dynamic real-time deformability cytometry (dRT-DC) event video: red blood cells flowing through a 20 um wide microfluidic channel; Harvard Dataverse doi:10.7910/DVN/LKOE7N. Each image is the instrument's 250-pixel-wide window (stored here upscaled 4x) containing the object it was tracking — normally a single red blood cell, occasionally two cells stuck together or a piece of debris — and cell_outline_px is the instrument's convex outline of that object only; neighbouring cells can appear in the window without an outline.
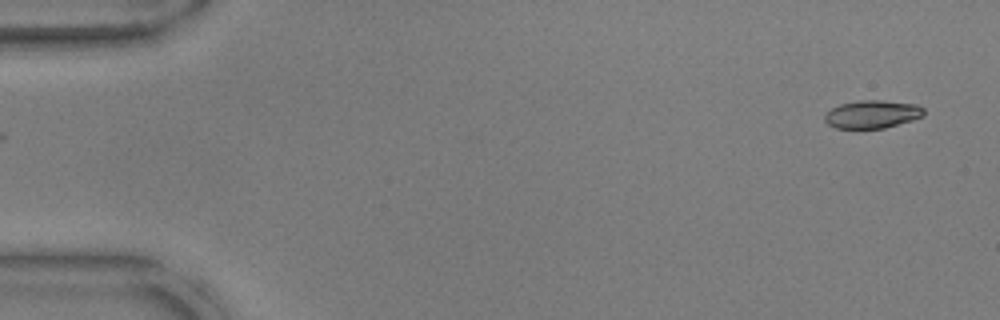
{"species": "common noctule bat (a hibernating species)", "species_latin": "Nyctalus noctula", "temperature_condition": "warm", "stored_images_in_passage": 52, "camera_frame_rate_fps": 3000, "um_per_image_px": 0.085, "animal": {"sex": "male", "body_mass_g": 17.9, "forearm_length_mm": 54.2}, "frame": {"image": 1, "passage_image": 1, "time_ms": 0.0, "image_size_px": [1000, 320], "cell_outline_px": [[924, 116], [912, 120], [884, 128], [836, 128], [828, 124], [824, 120], [824, 112], [840, 104], [860, 100], [880, 100], [916, 104], [924, 108]], "centroid_in_image_um": [74.12, 9.7], "position_along_channel_um": 10.9, "area_um2": 16.18}}
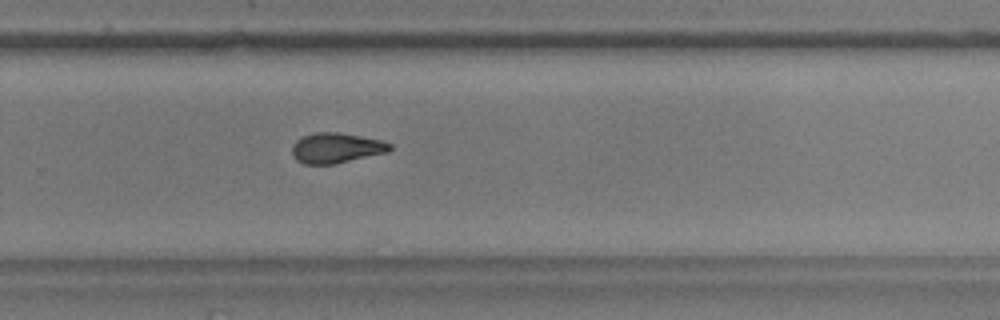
{"frame": {"image": 2, "passage_image": 34, "time_ms": 11.0, "image_size_px": [1000, 320], "cell_outline_px": [[392, 148], [388, 152], [336, 164], [304, 164], [296, 160], [292, 156], [292, 144], [296, 140], [304, 136], [316, 132], [340, 132], [380, 140], [392, 144]], "centroid_in_image_um": [28.56, 12.58], "position_along_channel_um": 301.2, "area_um2": 17.34}}
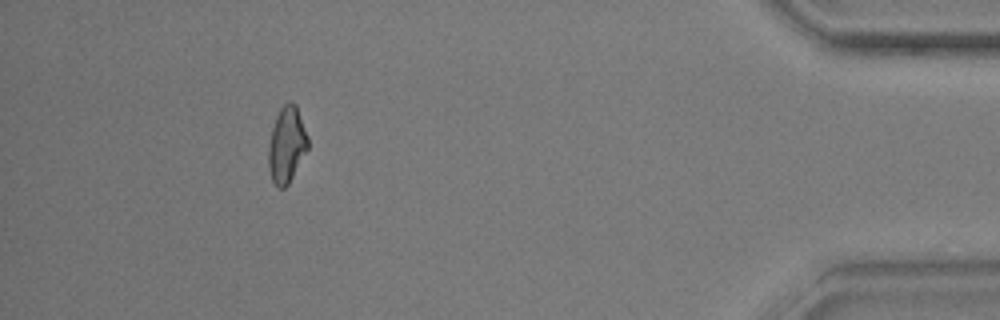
{"frame": {"image": 3, "passage_image": 47, "time_ms": 15.333, "image_size_px": [1000, 320], "cell_outline_px": [[308, 148], [288, 184], [284, 188], [280, 188], [272, 180], [268, 168], [268, 148], [272, 128], [276, 116], [280, 108], [288, 100], [292, 100], [296, 104], [308, 136]], "centroid_in_image_um": [24.37, 12.26], "position_along_channel_um": 410.8, "area_um2": 17.46}, "authors_computed_cell_mechanics": {"area_um2": 17.34, "velocity_mm_per_s": 3.7951, "shape_relaxation_time_tau1_ms": 5.1496, "shape_relaxation_time_tau2_ms": 3.5635, "deformation_change_tau1": 0.1787, "deformation_change_tau2": 0.097}}